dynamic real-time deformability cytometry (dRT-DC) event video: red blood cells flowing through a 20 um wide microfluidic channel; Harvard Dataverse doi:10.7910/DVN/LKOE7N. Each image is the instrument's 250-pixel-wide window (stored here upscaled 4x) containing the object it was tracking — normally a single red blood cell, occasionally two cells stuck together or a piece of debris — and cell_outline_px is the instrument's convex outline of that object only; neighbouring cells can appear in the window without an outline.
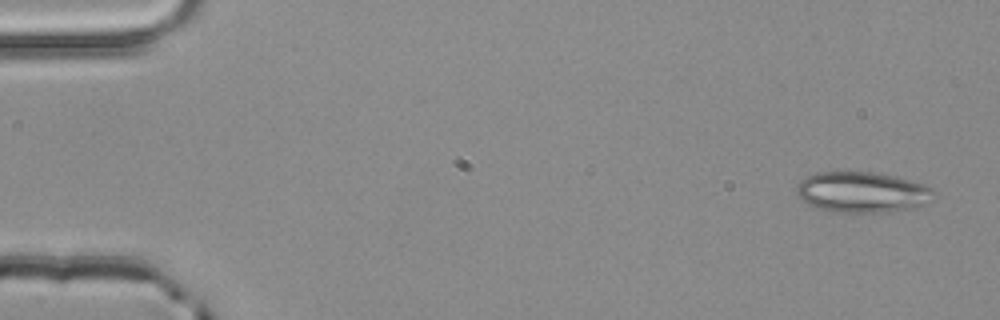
{"species": "common noctule bat (a hibernating species)", "species_latin": "Nyctalus noctula", "temperature_condition": "room temperature", "stored_images_in_passage": 4, "camera_frame_rate_fps": 3000, "um_per_image_px": 0.085, "animal": {"sex": "male", "body_mass_g": 20.4}, "frame": {"image": 1, "passage_image": 1, "time_ms": 0.0, "image_size_px": [1000, 320], "cell_outline_px": [[936, 196], [916, 208], [888, 212], [832, 212], [816, 208], [808, 204], [796, 192], [796, 184], [804, 176], [816, 172], [872, 172], [896, 176], [924, 184], [932, 188], [936, 192]], "centroid_in_image_um": [73.29, 16.33], "position_along_channel_um": 11.7, "area_um2": 32.89}}